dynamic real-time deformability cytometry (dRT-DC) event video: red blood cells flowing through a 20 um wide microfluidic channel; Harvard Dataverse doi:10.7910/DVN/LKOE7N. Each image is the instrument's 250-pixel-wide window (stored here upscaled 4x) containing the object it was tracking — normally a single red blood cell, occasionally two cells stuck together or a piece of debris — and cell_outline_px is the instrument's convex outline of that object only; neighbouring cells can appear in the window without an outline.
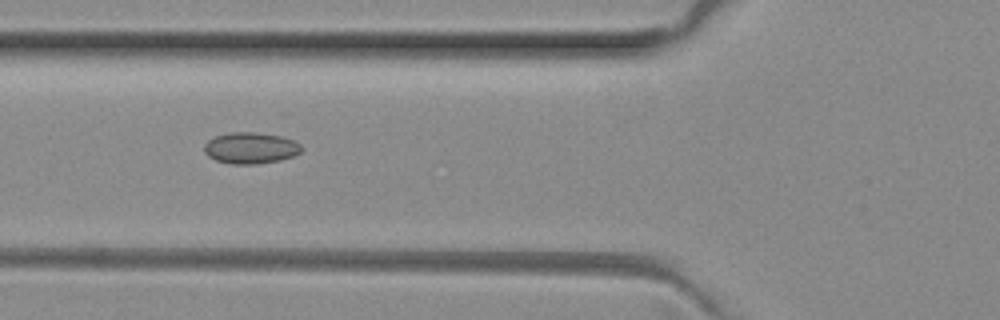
{"species": "common noctule bat (a hibernating species)", "species_latin": "Nyctalus noctula", "temperature_condition": "room temperature", "stored_images_in_passage": 5, "camera_frame_rate_fps": 3000, "um_per_image_px": 0.085, "animal": {"sex": "female", "body_mass_g": 29.2, "forearm_length_mm": 56.3}, "frame": {"image": 1, "passage_image": 3, "time_ms": 0.667, "image_size_px": [1000, 320], "cell_outline_px": [[300, 152], [292, 156], [280, 160], [256, 164], [232, 164], [216, 160], [208, 156], [204, 152], [204, 144], [208, 140], [216, 136], [232, 132], [252, 132], [280, 136], [292, 140], [300, 144]], "centroid_in_image_um": [21.26, 12.58], "position_along_channel_um": 104.5, "area_um2": 17.51}}
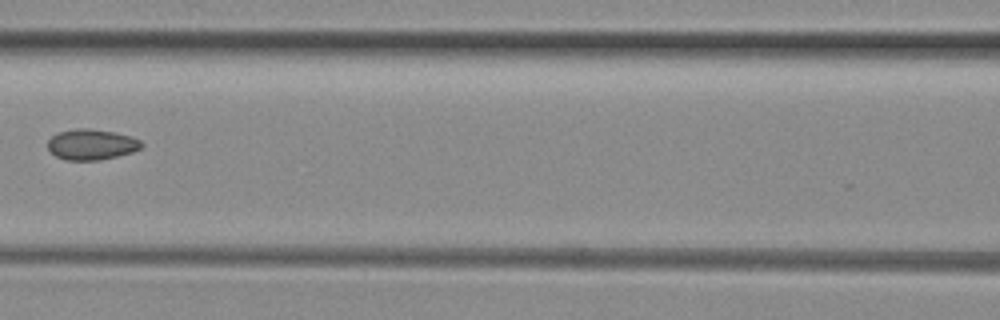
{"frame": {"image": 2, "passage_image": 4, "time_ms": 1.0, "image_size_px": [1000, 320], "cell_outline_px": [[144, 144], [140, 148], [132, 152], [100, 160], [68, 160], [56, 156], [48, 148], [48, 140], [52, 136], [60, 132], [76, 128], [88, 128], [116, 132], [132, 136], [140, 140]], "centroid_in_image_um": [7.8, 12.27], "position_along_channel_um": 158.8, "area_um2": 16.7}}
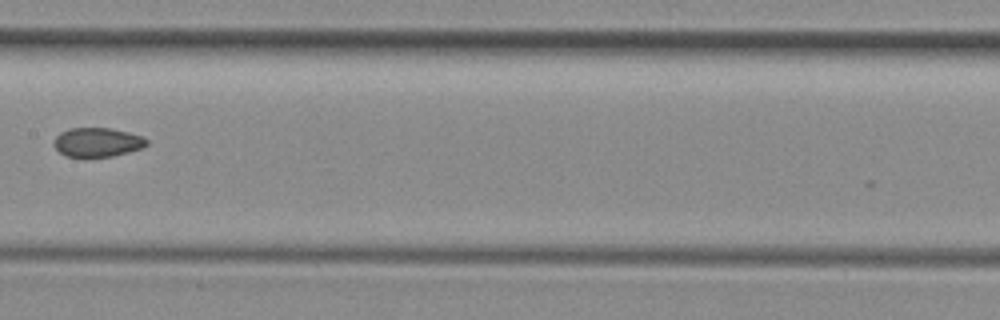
{"frame": {"image": 3, "passage_image": 5, "time_ms": 1.333, "image_size_px": [1000, 320], "cell_outline_px": [[148, 144], [144, 148], [112, 156], [64, 156], [52, 144], [52, 140], [60, 132], [68, 128], [108, 128], [128, 132], [144, 136], [148, 140]], "centroid_in_image_um": [8.28, 12.08], "position_along_channel_um": 199.1, "area_um2": 15.84}}